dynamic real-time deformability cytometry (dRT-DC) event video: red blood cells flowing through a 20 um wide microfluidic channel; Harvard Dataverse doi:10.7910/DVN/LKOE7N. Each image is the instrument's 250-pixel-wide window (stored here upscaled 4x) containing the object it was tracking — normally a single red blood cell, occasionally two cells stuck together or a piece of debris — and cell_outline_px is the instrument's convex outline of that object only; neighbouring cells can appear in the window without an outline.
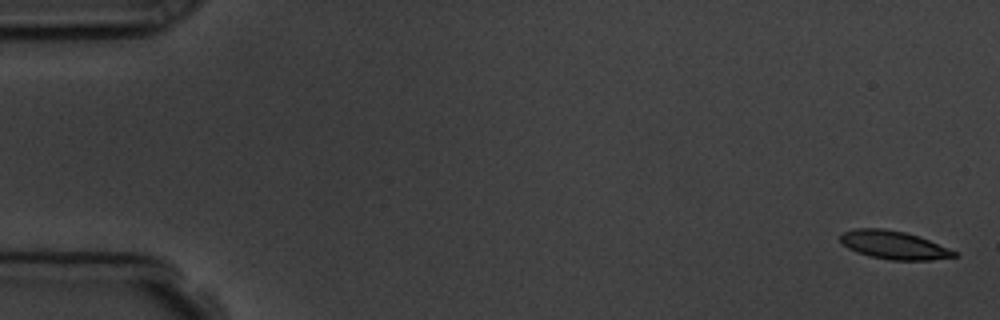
{"species": "common noctule bat (a hibernating species)", "species_latin": "Nyctalus noctula", "temperature_condition": "room temperature", "stored_images_in_passage": 5, "camera_frame_rate_fps": 3000, "um_per_image_px": 0.085, "animal": {"sex": "male", "body_mass_g": 19.5, "forearm_length_mm": 54.6}, "frame": {"image": 1, "passage_image": 1, "time_ms": 0.0, "image_size_px": [1000, 320], "cell_outline_px": [[960, 256], [932, 260], [892, 260], [868, 256], [856, 252], [848, 248], [840, 240], [840, 232], [856, 228], [884, 228], [904, 232], [928, 240], [960, 252]], "centroid_in_image_um": [75.99, 20.83], "position_along_channel_um": 9.0, "area_um2": 18.9}}
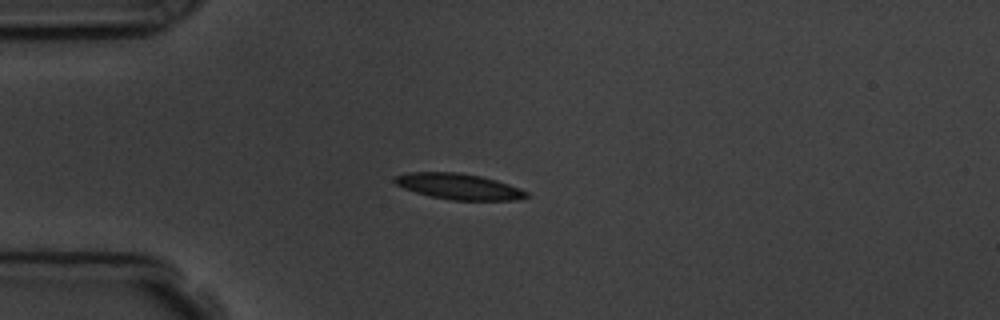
{"frame": {"image": 2, "passage_image": 4, "time_ms": 4.333, "image_size_px": [1000, 320], "cell_outline_px": [[532, 196], [516, 200], [452, 200], [428, 196], [404, 188], [396, 184], [392, 180], [396, 176], [408, 172], [460, 172], [480, 176], [496, 180], [520, 188], [528, 192]], "centroid_in_image_um": [39.02, 15.85], "position_along_channel_um": 46.0, "area_um2": 19.94}}
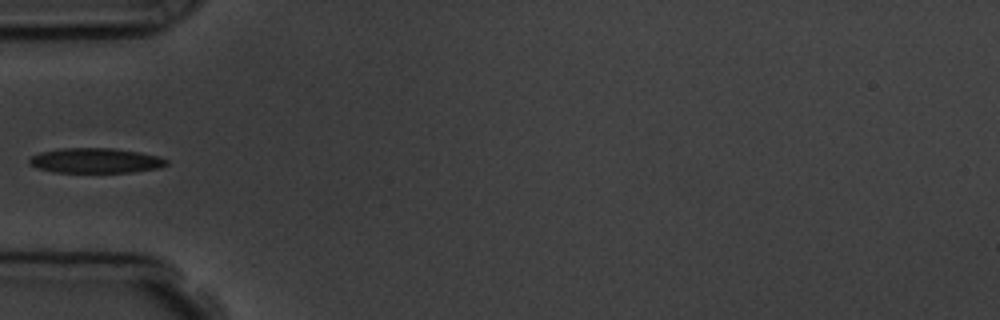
{"frame": {"image": 3, "passage_image": 5, "time_ms": 5.667, "image_size_px": [1000, 320], "cell_outline_px": [[168, 164], [160, 168], [132, 172], [56, 172], [36, 168], [28, 164], [28, 160], [32, 156], [40, 152], [60, 148], [112, 148], [140, 152], [156, 156], [168, 160]], "centroid_in_image_um": [8.1, 13.65], "position_along_channel_um": 76.9, "area_um2": 20.0}}